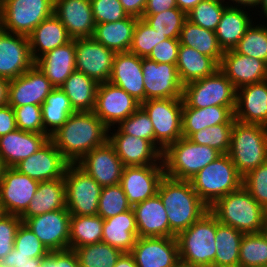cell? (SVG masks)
<instances>
[{
    "mask_svg": "<svg viewBox=\"0 0 267 267\" xmlns=\"http://www.w3.org/2000/svg\"><path fill=\"white\" fill-rule=\"evenodd\" d=\"M109 128L93 112H75L50 135V140L70 163L76 164L89 151L108 141Z\"/></svg>",
    "mask_w": 267,
    "mask_h": 267,
    "instance_id": "obj_1",
    "label": "cell"
},
{
    "mask_svg": "<svg viewBox=\"0 0 267 267\" xmlns=\"http://www.w3.org/2000/svg\"><path fill=\"white\" fill-rule=\"evenodd\" d=\"M157 194L165 206L170 230L176 236L209 211V207L199 198L190 181L164 176Z\"/></svg>",
    "mask_w": 267,
    "mask_h": 267,
    "instance_id": "obj_2",
    "label": "cell"
},
{
    "mask_svg": "<svg viewBox=\"0 0 267 267\" xmlns=\"http://www.w3.org/2000/svg\"><path fill=\"white\" fill-rule=\"evenodd\" d=\"M209 211L219 223L243 234L263 232L267 228V211L243 187L217 199Z\"/></svg>",
    "mask_w": 267,
    "mask_h": 267,
    "instance_id": "obj_3",
    "label": "cell"
},
{
    "mask_svg": "<svg viewBox=\"0 0 267 267\" xmlns=\"http://www.w3.org/2000/svg\"><path fill=\"white\" fill-rule=\"evenodd\" d=\"M216 217L206 212L177 236L181 267H212L215 259Z\"/></svg>",
    "mask_w": 267,
    "mask_h": 267,
    "instance_id": "obj_4",
    "label": "cell"
},
{
    "mask_svg": "<svg viewBox=\"0 0 267 267\" xmlns=\"http://www.w3.org/2000/svg\"><path fill=\"white\" fill-rule=\"evenodd\" d=\"M243 177L267 161V126L234 121L228 152Z\"/></svg>",
    "mask_w": 267,
    "mask_h": 267,
    "instance_id": "obj_5",
    "label": "cell"
},
{
    "mask_svg": "<svg viewBox=\"0 0 267 267\" xmlns=\"http://www.w3.org/2000/svg\"><path fill=\"white\" fill-rule=\"evenodd\" d=\"M220 155L222 154L214 148L196 144L185 137L179 138L163 151L165 176L189 181Z\"/></svg>",
    "mask_w": 267,
    "mask_h": 267,
    "instance_id": "obj_6",
    "label": "cell"
},
{
    "mask_svg": "<svg viewBox=\"0 0 267 267\" xmlns=\"http://www.w3.org/2000/svg\"><path fill=\"white\" fill-rule=\"evenodd\" d=\"M242 179L229 155L222 154L189 181L199 198L210 207L217 199L239 189Z\"/></svg>",
    "mask_w": 267,
    "mask_h": 267,
    "instance_id": "obj_7",
    "label": "cell"
},
{
    "mask_svg": "<svg viewBox=\"0 0 267 267\" xmlns=\"http://www.w3.org/2000/svg\"><path fill=\"white\" fill-rule=\"evenodd\" d=\"M236 96L237 89L219 69L211 76L183 85V107L227 106L235 112Z\"/></svg>",
    "mask_w": 267,
    "mask_h": 267,
    "instance_id": "obj_8",
    "label": "cell"
},
{
    "mask_svg": "<svg viewBox=\"0 0 267 267\" xmlns=\"http://www.w3.org/2000/svg\"><path fill=\"white\" fill-rule=\"evenodd\" d=\"M54 14V0H2L0 28L29 36L45 19Z\"/></svg>",
    "mask_w": 267,
    "mask_h": 267,
    "instance_id": "obj_9",
    "label": "cell"
},
{
    "mask_svg": "<svg viewBox=\"0 0 267 267\" xmlns=\"http://www.w3.org/2000/svg\"><path fill=\"white\" fill-rule=\"evenodd\" d=\"M141 107L152 122L155 147L163 154L170 144L182 138L183 99H151L142 102Z\"/></svg>",
    "mask_w": 267,
    "mask_h": 267,
    "instance_id": "obj_10",
    "label": "cell"
},
{
    "mask_svg": "<svg viewBox=\"0 0 267 267\" xmlns=\"http://www.w3.org/2000/svg\"><path fill=\"white\" fill-rule=\"evenodd\" d=\"M63 178L66 187V208L70 214L97 215L103 187L77 164H69Z\"/></svg>",
    "mask_w": 267,
    "mask_h": 267,
    "instance_id": "obj_11",
    "label": "cell"
},
{
    "mask_svg": "<svg viewBox=\"0 0 267 267\" xmlns=\"http://www.w3.org/2000/svg\"><path fill=\"white\" fill-rule=\"evenodd\" d=\"M140 106L141 103L122 88L105 82L98 85L93 112L111 130V126L125 120Z\"/></svg>",
    "mask_w": 267,
    "mask_h": 267,
    "instance_id": "obj_12",
    "label": "cell"
},
{
    "mask_svg": "<svg viewBox=\"0 0 267 267\" xmlns=\"http://www.w3.org/2000/svg\"><path fill=\"white\" fill-rule=\"evenodd\" d=\"M71 214L67 208L22 219L49 251L69 249Z\"/></svg>",
    "mask_w": 267,
    "mask_h": 267,
    "instance_id": "obj_13",
    "label": "cell"
},
{
    "mask_svg": "<svg viewBox=\"0 0 267 267\" xmlns=\"http://www.w3.org/2000/svg\"><path fill=\"white\" fill-rule=\"evenodd\" d=\"M76 71L82 72L98 84L109 82L115 52L93 38H76Z\"/></svg>",
    "mask_w": 267,
    "mask_h": 267,
    "instance_id": "obj_14",
    "label": "cell"
},
{
    "mask_svg": "<svg viewBox=\"0 0 267 267\" xmlns=\"http://www.w3.org/2000/svg\"><path fill=\"white\" fill-rule=\"evenodd\" d=\"M39 186V181L5 167L0 182V203L5 214L21 216Z\"/></svg>",
    "mask_w": 267,
    "mask_h": 267,
    "instance_id": "obj_15",
    "label": "cell"
},
{
    "mask_svg": "<svg viewBox=\"0 0 267 267\" xmlns=\"http://www.w3.org/2000/svg\"><path fill=\"white\" fill-rule=\"evenodd\" d=\"M145 101L151 99L182 98L181 83L176 65L157 63L142 58Z\"/></svg>",
    "mask_w": 267,
    "mask_h": 267,
    "instance_id": "obj_16",
    "label": "cell"
},
{
    "mask_svg": "<svg viewBox=\"0 0 267 267\" xmlns=\"http://www.w3.org/2000/svg\"><path fill=\"white\" fill-rule=\"evenodd\" d=\"M130 254L137 267H181L176 237H138Z\"/></svg>",
    "mask_w": 267,
    "mask_h": 267,
    "instance_id": "obj_17",
    "label": "cell"
},
{
    "mask_svg": "<svg viewBox=\"0 0 267 267\" xmlns=\"http://www.w3.org/2000/svg\"><path fill=\"white\" fill-rule=\"evenodd\" d=\"M34 64L28 36L6 32L0 28V77L10 81Z\"/></svg>",
    "mask_w": 267,
    "mask_h": 267,
    "instance_id": "obj_18",
    "label": "cell"
},
{
    "mask_svg": "<svg viewBox=\"0 0 267 267\" xmlns=\"http://www.w3.org/2000/svg\"><path fill=\"white\" fill-rule=\"evenodd\" d=\"M69 164L49 139L34 154L20 161L13 168L41 182L63 178Z\"/></svg>",
    "mask_w": 267,
    "mask_h": 267,
    "instance_id": "obj_19",
    "label": "cell"
},
{
    "mask_svg": "<svg viewBox=\"0 0 267 267\" xmlns=\"http://www.w3.org/2000/svg\"><path fill=\"white\" fill-rule=\"evenodd\" d=\"M164 176V165L125 166L120 184L134 206L157 194Z\"/></svg>",
    "mask_w": 267,
    "mask_h": 267,
    "instance_id": "obj_20",
    "label": "cell"
},
{
    "mask_svg": "<svg viewBox=\"0 0 267 267\" xmlns=\"http://www.w3.org/2000/svg\"><path fill=\"white\" fill-rule=\"evenodd\" d=\"M76 164L102 187L119 184L125 167L108 141L89 151Z\"/></svg>",
    "mask_w": 267,
    "mask_h": 267,
    "instance_id": "obj_21",
    "label": "cell"
},
{
    "mask_svg": "<svg viewBox=\"0 0 267 267\" xmlns=\"http://www.w3.org/2000/svg\"><path fill=\"white\" fill-rule=\"evenodd\" d=\"M55 87L34 64L22 75L9 81L8 105L21 107L28 104L42 105Z\"/></svg>",
    "mask_w": 267,
    "mask_h": 267,
    "instance_id": "obj_22",
    "label": "cell"
},
{
    "mask_svg": "<svg viewBox=\"0 0 267 267\" xmlns=\"http://www.w3.org/2000/svg\"><path fill=\"white\" fill-rule=\"evenodd\" d=\"M110 134L108 142L124 166L164 165L162 153L148 140L125 133Z\"/></svg>",
    "mask_w": 267,
    "mask_h": 267,
    "instance_id": "obj_23",
    "label": "cell"
},
{
    "mask_svg": "<svg viewBox=\"0 0 267 267\" xmlns=\"http://www.w3.org/2000/svg\"><path fill=\"white\" fill-rule=\"evenodd\" d=\"M219 70L236 89L267 80V64L264 61L242 55L233 49L224 51Z\"/></svg>",
    "mask_w": 267,
    "mask_h": 267,
    "instance_id": "obj_24",
    "label": "cell"
},
{
    "mask_svg": "<svg viewBox=\"0 0 267 267\" xmlns=\"http://www.w3.org/2000/svg\"><path fill=\"white\" fill-rule=\"evenodd\" d=\"M54 15L72 39L92 38L96 24L90 0H54Z\"/></svg>",
    "mask_w": 267,
    "mask_h": 267,
    "instance_id": "obj_25",
    "label": "cell"
},
{
    "mask_svg": "<svg viewBox=\"0 0 267 267\" xmlns=\"http://www.w3.org/2000/svg\"><path fill=\"white\" fill-rule=\"evenodd\" d=\"M109 82L122 88L138 102L145 101L142 57L131 52L116 53Z\"/></svg>",
    "mask_w": 267,
    "mask_h": 267,
    "instance_id": "obj_26",
    "label": "cell"
},
{
    "mask_svg": "<svg viewBox=\"0 0 267 267\" xmlns=\"http://www.w3.org/2000/svg\"><path fill=\"white\" fill-rule=\"evenodd\" d=\"M235 120L267 126V80L237 89Z\"/></svg>",
    "mask_w": 267,
    "mask_h": 267,
    "instance_id": "obj_27",
    "label": "cell"
},
{
    "mask_svg": "<svg viewBox=\"0 0 267 267\" xmlns=\"http://www.w3.org/2000/svg\"><path fill=\"white\" fill-rule=\"evenodd\" d=\"M139 237H176L158 194L132 206Z\"/></svg>",
    "mask_w": 267,
    "mask_h": 267,
    "instance_id": "obj_28",
    "label": "cell"
},
{
    "mask_svg": "<svg viewBox=\"0 0 267 267\" xmlns=\"http://www.w3.org/2000/svg\"><path fill=\"white\" fill-rule=\"evenodd\" d=\"M48 140L46 134L16 129L0 137V158L5 167H14L34 154Z\"/></svg>",
    "mask_w": 267,
    "mask_h": 267,
    "instance_id": "obj_29",
    "label": "cell"
},
{
    "mask_svg": "<svg viewBox=\"0 0 267 267\" xmlns=\"http://www.w3.org/2000/svg\"><path fill=\"white\" fill-rule=\"evenodd\" d=\"M35 65L55 88H60L76 70L75 39L46 52L35 60Z\"/></svg>",
    "mask_w": 267,
    "mask_h": 267,
    "instance_id": "obj_30",
    "label": "cell"
},
{
    "mask_svg": "<svg viewBox=\"0 0 267 267\" xmlns=\"http://www.w3.org/2000/svg\"><path fill=\"white\" fill-rule=\"evenodd\" d=\"M138 237L133 209L104 219L102 242L122 253H130Z\"/></svg>",
    "mask_w": 267,
    "mask_h": 267,
    "instance_id": "obj_31",
    "label": "cell"
},
{
    "mask_svg": "<svg viewBox=\"0 0 267 267\" xmlns=\"http://www.w3.org/2000/svg\"><path fill=\"white\" fill-rule=\"evenodd\" d=\"M28 40L31 56L35 61L46 52L67 44L72 38L61 21L53 14L30 33Z\"/></svg>",
    "mask_w": 267,
    "mask_h": 267,
    "instance_id": "obj_32",
    "label": "cell"
},
{
    "mask_svg": "<svg viewBox=\"0 0 267 267\" xmlns=\"http://www.w3.org/2000/svg\"><path fill=\"white\" fill-rule=\"evenodd\" d=\"M66 208L64 178L41 181L26 211L20 216L28 219L36 215Z\"/></svg>",
    "mask_w": 267,
    "mask_h": 267,
    "instance_id": "obj_33",
    "label": "cell"
},
{
    "mask_svg": "<svg viewBox=\"0 0 267 267\" xmlns=\"http://www.w3.org/2000/svg\"><path fill=\"white\" fill-rule=\"evenodd\" d=\"M234 121V112L227 106L183 107L182 137L189 138L202 128L223 123H234Z\"/></svg>",
    "mask_w": 267,
    "mask_h": 267,
    "instance_id": "obj_34",
    "label": "cell"
},
{
    "mask_svg": "<svg viewBox=\"0 0 267 267\" xmlns=\"http://www.w3.org/2000/svg\"><path fill=\"white\" fill-rule=\"evenodd\" d=\"M138 19L128 16L116 22L96 24L92 38L115 53L128 52Z\"/></svg>",
    "mask_w": 267,
    "mask_h": 267,
    "instance_id": "obj_35",
    "label": "cell"
},
{
    "mask_svg": "<svg viewBox=\"0 0 267 267\" xmlns=\"http://www.w3.org/2000/svg\"><path fill=\"white\" fill-rule=\"evenodd\" d=\"M179 79L183 85L213 75L219 64L211 57L192 47L180 44L176 63Z\"/></svg>",
    "mask_w": 267,
    "mask_h": 267,
    "instance_id": "obj_36",
    "label": "cell"
},
{
    "mask_svg": "<svg viewBox=\"0 0 267 267\" xmlns=\"http://www.w3.org/2000/svg\"><path fill=\"white\" fill-rule=\"evenodd\" d=\"M247 11L226 6L221 20L215 30V35L219 46L223 51L234 49L240 39L244 36L247 29L252 25V19Z\"/></svg>",
    "mask_w": 267,
    "mask_h": 267,
    "instance_id": "obj_37",
    "label": "cell"
},
{
    "mask_svg": "<svg viewBox=\"0 0 267 267\" xmlns=\"http://www.w3.org/2000/svg\"><path fill=\"white\" fill-rule=\"evenodd\" d=\"M98 83L82 72L74 71L61 85L75 112H91L95 108Z\"/></svg>",
    "mask_w": 267,
    "mask_h": 267,
    "instance_id": "obj_38",
    "label": "cell"
},
{
    "mask_svg": "<svg viewBox=\"0 0 267 267\" xmlns=\"http://www.w3.org/2000/svg\"><path fill=\"white\" fill-rule=\"evenodd\" d=\"M243 233L226 226L216 219L215 246L217 248L212 267H239L240 244Z\"/></svg>",
    "mask_w": 267,
    "mask_h": 267,
    "instance_id": "obj_39",
    "label": "cell"
},
{
    "mask_svg": "<svg viewBox=\"0 0 267 267\" xmlns=\"http://www.w3.org/2000/svg\"><path fill=\"white\" fill-rule=\"evenodd\" d=\"M179 43L213 58L218 64L221 62L224 51L218 44L215 31L202 28L186 20L180 31Z\"/></svg>",
    "mask_w": 267,
    "mask_h": 267,
    "instance_id": "obj_40",
    "label": "cell"
},
{
    "mask_svg": "<svg viewBox=\"0 0 267 267\" xmlns=\"http://www.w3.org/2000/svg\"><path fill=\"white\" fill-rule=\"evenodd\" d=\"M104 219L100 215H71L69 227V249L91 245L102 241Z\"/></svg>",
    "mask_w": 267,
    "mask_h": 267,
    "instance_id": "obj_41",
    "label": "cell"
},
{
    "mask_svg": "<svg viewBox=\"0 0 267 267\" xmlns=\"http://www.w3.org/2000/svg\"><path fill=\"white\" fill-rule=\"evenodd\" d=\"M41 108L44 130L49 135L61 127L71 114L75 113L69 98L60 88H54L52 90L45 98Z\"/></svg>",
    "mask_w": 267,
    "mask_h": 267,
    "instance_id": "obj_42",
    "label": "cell"
},
{
    "mask_svg": "<svg viewBox=\"0 0 267 267\" xmlns=\"http://www.w3.org/2000/svg\"><path fill=\"white\" fill-rule=\"evenodd\" d=\"M80 267H114L122 252L105 242L73 249Z\"/></svg>",
    "mask_w": 267,
    "mask_h": 267,
    "instance_id": "obj_43",
    "label": "cell"
},
{
    "mask_svg": "<svg viewBox=\"0 0 267 267\" xmlns=\"http://www.w3.org/2000/svg\"><path fill=\"white\" fill-rule=\"evenodd\" d=\"M267 266V230L244 234L239 252V267Z\"/></svg>",
    "mask_w": 267,
    "mask_h": 267,
    "instance_id": "obj_44",
    "label": "cell"
},
{
    "mask_svg": "<svg viewBox=\"0 0 267 267\" xmlns=\"http://www.w3.org/2000/svg\"><path fill=\"white\" fill-rule=\"evenodd\" d=\"M142 19L163 37L179 39L187 14L176 7L158 14L143 15Z\"/></svg>",
    "mask_w": 267,
    "mask_h": 267,
    "instance_id": "obj_45",
    "label": "cell"
},
{
    "mask_svg": "<svg viewBox=\"0 0 267 267\" xmlns=\"http://www.w3.org/2000/svg\"><path fill=\"white\" fill-rule=\"evenodd\" d=\"M233 50L267 64V26L252 23Z\"/></svg>",
    "mask_w": 267,
    "mask_h": 267,
    "instance_id": "obj_46",
    "label": "cell"
},
{
    "mask_svg": "<svg viewBox=\"0 0 267 267\" xmlns=\"http://www.w3.org/2000/svg\"><path fill=\"white\" fill-rule=\"evenodd\" d=\"M233 126L234 123H223L202 128L200 131L193 133L188 139L196 144L214 148L221 154H228Z\"/></svg>",
    "mask_w": 267,
    "mask_h": 267,
    "instance_id": "obj_47",
    "label": "cell"
},
{
    "mask_svg": "<svg viewBox=\"0 0 267 267\" xmlns=\"http://www.w3.org/2000/svg\"><path fill=\"white\" fill-rule=\"evenodd\" d=\"M132 209L121 184L102 188L98 202V212L103 219L111 218Z\"/></svg>",
    "mask_w": 267,
    "mask_h": 267,
    "instance_id": "obj_48",
    "label": "cell"
},
{
    "mask_svg": "<svg viewBox=\"0 0 267 267\" xmlns=\"http://www.w3.org/2000/svg\"><path fill=\"white\" fill-rule=\"evenodd\" d=\"M227 4L217 0H203L188 14L187 20L202 28L215 31Z\"/></svg>",
    "mask_w": 267,
    "mask_h": 267,
    "instance_id": "obj_49",
    "label": "cell"
},
{
    "mask_svg": "<svg viewBox=\"0 0 267 267\" xmlns=\"http://www.w3.org/2000/svg\"><path fill=\"white\" fill-rule=\"evenodd\" d=\"M117 132L148 140L155 146V134L152 122L146 111L140 106L133 114L118 124Z\"/></svg>",
    "mask_w": 267,
    "mask_h": 267,
    "instance_id": "obj_50",
    "label": "cell"
},
{
    "mask_svg": "<svg viewBox=\"0 0 267 267\" xmlns=\"http://www.w3.org/2000/svg\"><path fill=\"white\" fill-rule=\"evenodd\" d=\"M166 39L168 38L154 31L142 18H139L134 29L129 52L147 58L152 49Z\"/></svg>",
    "mask_w": 267,
    "mask_h": 267,
    "instance_id": "obj_51",
    "label": "cell"
},
{
    "mask_svg": "<svg viewBox=\"0 0 267 267\" xmlns=\"http://www.w3.org/2000/svg\"><path fill=\"white\" fill-rule=\"evenodd\" d=\"M13 248L18 250V254L28 256L30 259L43 258L50 252L23 222L17 229Z\"/></svg>",
    "mask_w": 267,
    "mask_h": 267,
    "instance_id": "obj_52",
    "label": "cell"
},
{
    "mask_svg": "<svg viewBox=\"0 0 267 267\" xmlns=\"http://www.w3.org/2000/svg\"><path fill=\"white\" fill-rule=\"evenodd\" d=\"M242 185L267 211V161L243 176Z\"/></svg>",
    "mask_w": 267,
    "mask_h": 267,
    "instance_id": "obj_53",
    "label": "cell"
},
{
    "mask_svg": "<svg viewBox=\"0 0 267 267\" xmlns=\"http://www.w3.org/2000/svg\"><path fill=\"white\" fill-rule=\"evenodd\" d=\"M12 108L15 112L17 129L46 134L50 138V135L44 130L42 108L40 105L28 104Z\"/></svg>",
    "mask_w": 267,
    "mask_h": 267,
    "instance_id": "obj_54",
    "label": "cell"
},
{
    "mask_svg": "<svg viewBox=\"0 0 267 267\" xmlns=\"http://www.w3.org/2000/svg\"><path fill=\"white\" fill-rule=\"evenodd\" d=\"M95 24L116 22L128 17L119 0H90Z\"/></svg>",
    "mask_w": 267,
    "mask_h": 267,
    "instance_id": "obj_55",
    "label": "cell"
},
{
    "mask_svg": "<svg viewBox=\"0 0 267 267\" xmlns=\"http://www.w3.org/2000/svg\"><path fill=\"white\" fill-rule=\"evenodd\" d=\"M21 222L22 219L18 215L4 214L0 218V261L12 251Z\"/></svg>",
    "mask_w": 267,
    "mask_h": 267,
    "instance_id": "obj_56",
    "label": "cell"
},
{
    "mask_svg": "<svg viewBox=\"0 0 267 267\" xmlns=\"http://www.w3.org/2000/svg\"><path fill=\"white\" fill-rule=\"evenodd\" d=\"M179 47V39H166L157 44L147 58L157 63L176 65Z\"/></svg>",
    "mask_w": 267,
    "mask_h": 267,
    "instance_id": "obj_57",
    "label": "cell"
},
{
    "mask_svg": "<svg viewBox=\"0 0 267 267\" xmlns=\"http://www.w3.org/2000/svg\"><path fill=\"white\" fill-rule=\"evenodd\" d=\"M39 267H80L74 250L50 251Z\"/></svg>",
    "mask_w": 267,
    "mask_h": 267,
    "instance_id": "obj_58",
    "label": "cell"
},
{
    "mask_svg": "<svg viewBox=\"0 0 267 267\" xmlns=\"http://www.w3.org/2000/svg\"><path fill=\"white\" fill-rule=\"evenodd\" d=\"M17 129L15 112L10 105L0 106V137Z\"/></svg>",
    "mask_w": 267,
    "mask_h": 267,
    "instance_id": "obj_59",
    "label": "cell"
},
{
    "mask_svg": "<svg viewBox=\"0 0 267 267\" xmlns=\"http://www.w3.org/2000/svg\"><path fill=\"white\" fill-rule=\"evenodd\" d=\"M176 7V0H147L143 15L158 14Z\"/></svg>",
    "mask_w": 267,
    "mask_h": 267,
    "instance_id": "obj_60",
    "label": "cell"
},
{
    "mask_svg": "<svg viewBox=\"0 0 267 267\" xmlns=\"http://www.w3.org/2000/svg\"><path fill=\"white\" fill-rule=\"evenodd\" d=\"M128 16L142 18L147 0H119Z\"/></svg>",
    "mask_w": 267,
    "mask_h": 267,
    "instance_id": "obj_61",
    "label": "cell"
},
{
    "mask_svg": "<svg viewBox=\"0 0 267 267\" xmlns=\"http://www.w3.org/2000/svg\"><path fill=\"white\" fill-rule=\"evenodd\" d=\"M28 259H30L28 256L18 254V250L13 248L12 251L1 260V262L6 267H15V264L26 263Z\"/></svg>",
    "mask_w": 267,
    "mask_h": 267,
    "instance_id": "obj_62",
    "label": "cell"
},
{
    "mask_svg": "<svg viewBox=\"0 0 267 267\" xmlns=\"http://www.w3.org/2000/svg\"><path fill=\"white\" fill-rule=\"evenodd\" d=\"M114 267H137V265L130 253H122Z\"/></svg>",
    "mask_w": 267,
    "mask_h": 267,
    "instance_id": "obj_63",
    "label": "cell"
},
{
    "mask_svg": "<svg viewBox=\"0 0 267 267\" xmlns=\"http://www.w3.org/2000/svg\"><path fill=\"white\" fill-rule=\"evenodd\" d=\"M203 0H176L177 8L188 14L199 2Z\"/></svg>",
    "mask_w": 267,
    "mask_h": 267,
    "instance_id": "obj_64",
    "label": "cell"
},
{
    "mask_svg": "<svg viewBox=\"0 0 267 267\" xmlns=\"http://www.w3.org/2000/svg\"><path fill=\"white\" fill-rule=\"evenodd\" d=\"M8 85L9 80L0 77V106L8 103Z\"/></svg>",
    "mask_w": 267,
    "mask_h": 267,
    "instance_id": "obj_65",
    "label": "cell"
},
{
    "mask_svg": "<svg viewBox=\"0 0 267 267\" xmlns=\"http://www.w3.org/2000/svg\"><path fill=\"white\" fill-rule=\"evenodd\" d=\"M230 1L231 2L233 1L232 3H234V2L235 3H234V6H233V4H230L229 6L235 7V8H243L244 7L243 9L245 10V7H249V8H251V7L254 8V6L259 7V5H261L262 0H230Z\"/></svg>",
    "mask_w": 267,
    "mask_h": 267,
    "instance_id": "obj_66",
    "label": "cell"
},
{
    "mask_svg": "<svg viewBox=\"0 0 267 267\" xmlns=\"http://www.w3.org/2000/svg\"><path fill=\"white\" fill-rule=\"evenodd\" d=\"M42 258H31L28 259L26 263L15 264V267H39L41 264Z\"/></svg>",
    "mask_w": 267,
    "mask_h": 267,
    "instance_id": "obj_67",
    "label": "cell"
},
{
    "mask_svg": "<svg viewBox=\"0 0 267 267\" xmlns=\"http://www.w3.org/2000/svg\"><path fill=\"white\" fill-rule=\"evenodd\" d=\"M261 7H262V14H264L265 15V17L267 18V0H262L261 1V5H260V9H261Z\"/></svg>",
    "mask_w": 267,
    "mask_h": 267,
    "instance_id": "obj_68",
    "label": "cell"
},
{
    "mask_svg": "<svg viewBox=\"0 0 267 267\" xmlns=\"http://www.w3.org/2000/svg\"><path fill=\"white\" fill-rule=\"evenodd\" d=\"M4 168H5V166H4V164H3V162H2V160L0 158V182H1V179H2Z\"/></svg>",
    "mask_w": 267,
    "mask_h": 267,
    "instance_id": "obj_69",
    "label": "cell"
},
{
    "mask_svg": "<svg viewBox=\"0 0 267 267\" xmlns=\"http://www.w3.org/2000/svg\"><path fill=\"white\" fill-rule=\"evenodd\" d=\"M5 214L4 210H3V207L0 203V218Z\"/></svg>",
    "mask_w": 267,
    "mask_h": 267,
    "instance_id": "obj_70",
    "label": "cell"
},
{
    "mask_svg": "<svg viewBox=\"0 0 267 267\" xmlns=\"http://www.w3.org/2000/svg\"><path fill=\"white\" fill-rule=\"evenodd\" d=\"M0 267H6V266L0 261Z\"/></svg>",
    "mask_w": 267,
    "mask_h": 267,
    "instance_id": "obj_71",
    "label": "cell"
}]
</instances>
